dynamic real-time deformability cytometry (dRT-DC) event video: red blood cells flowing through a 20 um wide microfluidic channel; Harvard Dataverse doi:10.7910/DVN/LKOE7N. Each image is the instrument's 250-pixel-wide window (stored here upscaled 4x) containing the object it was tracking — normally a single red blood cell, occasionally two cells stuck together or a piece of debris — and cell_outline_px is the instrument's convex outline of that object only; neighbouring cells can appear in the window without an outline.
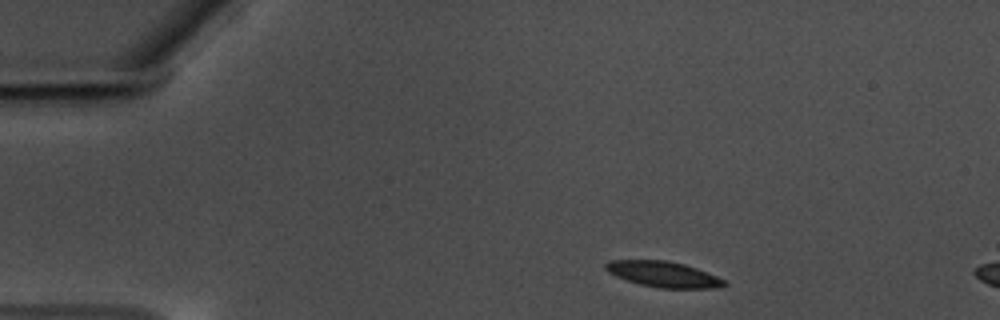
{"species": "common noctule bat (a hibernating species)", "species_latin": "Nyctalus noctula", "temperature_condition": "warm", "stored_images_in_passage": 10, "camera_frame_rate_fps": 3000, "um_per_image_px": 0.085, "animal": {"sex": "male", "body_mass_g": 17.5, "forearm_length_mm": 52.3}, "frame": {"image": 1, "passage_image": 4, "time_ms": 1.0, "image_size_px": [1000, 320], "cell_outline_px": [[728, 284], [716, 288], [660, 288], [640, 284], [616, 276], [608, 272], [604, 268], [604, 264], [608, 260], [668, 260], [684, 264], [696, 268], [716, 276], [724, 280]], "centroid_in_image_um": [56.36, 23.3], "position_along_channel_um": 28.6, "area_um2": 17.69}}